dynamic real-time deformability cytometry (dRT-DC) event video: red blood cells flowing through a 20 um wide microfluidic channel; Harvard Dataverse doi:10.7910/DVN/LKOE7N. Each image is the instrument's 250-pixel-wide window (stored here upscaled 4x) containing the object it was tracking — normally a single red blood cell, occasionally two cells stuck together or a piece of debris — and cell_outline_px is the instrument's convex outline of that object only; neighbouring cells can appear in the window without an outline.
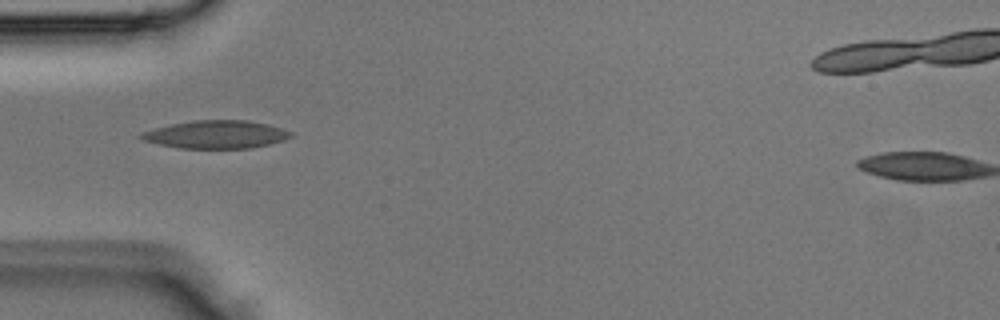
{"species": "Egyptian fruit bat (a non-hibernating species)", "species_latin": "Rousettus aegyptiacus", "temperature_condition": "room temperature", "stored_images_in_passage": 2, "camera_frame_rate_fps": 3000, "um_per_image_px": 0.085, "animal": {"sex": "male"}, "frame": {"image": 1, "passage_image": 2, "time_ms": 0.333, "image_size_px": [1000, 320], "cell_outline_px": [[292, 136], [284, 140], [252, 148], [176, 148], [144, 140], [136, 136], [140, 132], [172, 124], [196, 120], [248, 120], [268, 124], [292, 132]], "centroid_in_image_um": [18.35, 11.43], "position_along_channel_um": 66.6, "area_um2": 24.28}}